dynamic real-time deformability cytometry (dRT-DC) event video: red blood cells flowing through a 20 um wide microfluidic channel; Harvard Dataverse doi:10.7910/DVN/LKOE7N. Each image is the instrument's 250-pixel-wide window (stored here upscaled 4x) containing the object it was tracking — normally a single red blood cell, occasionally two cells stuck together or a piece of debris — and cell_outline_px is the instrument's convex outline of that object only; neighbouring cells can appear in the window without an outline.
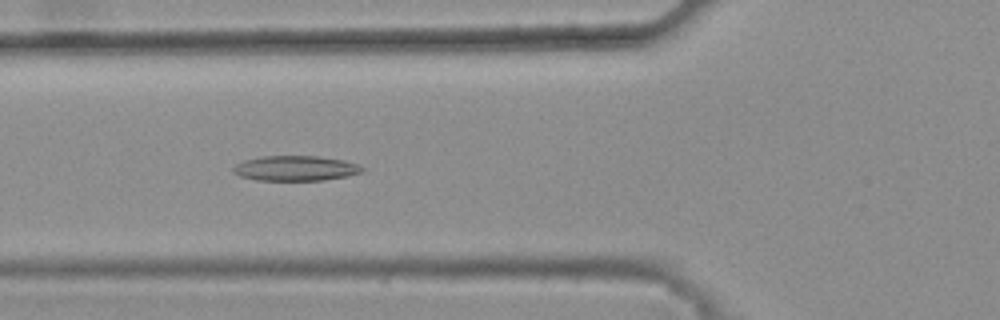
{"species": "common noctule bat (a hibernating species)", "species_latin": "Nyctalus noctula", "temperature_condition": "warm", "stored_images_in_passage": 45, "camera_frame_rate_fps": 3000, "um_per_image_px": 0.085, "animal": {"sex": "female", "body_mass_g": 25.1}, "frame": {"image": 1, "passage_image": 19, "time_ms": 6.0, "image_size_px": [1000, 320], "cell_outline_px": [[368, 168], [364, 172], [348, 176], [324, 180], [256, 180], [240, 176], [232, 172], [232, 168], [236, 164], [244, 160], [260, 156], [316, 156], [344, 160]], "centroid_in_image_um": [25.14, 14.3], "position_along_channel_um": 100.7, "area_um2": 19.02}}
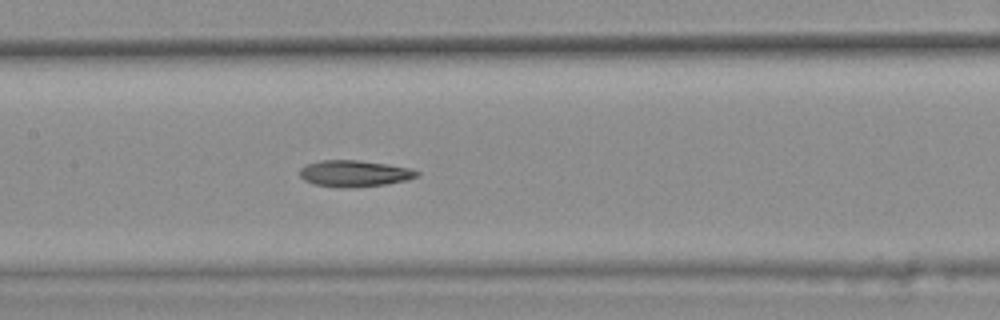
{"frame": {"image": 2, "passage_image": 25, "time_ms": 8.0, "image_size_px": [1000, 320], "cell_outline_px": [[420, 172], [416, 176], [408, 180], [384, 184], [340, 188], [312, 184], [304, 180], [300, 176], [300, 168], [304, 164], [320, 160], [360, 160], [388, 164], [408, 168]], "centroid_in_image_um": [30.06, 14.73], "position_along_channel_um": 177.3, "area_um2": 18.03}}
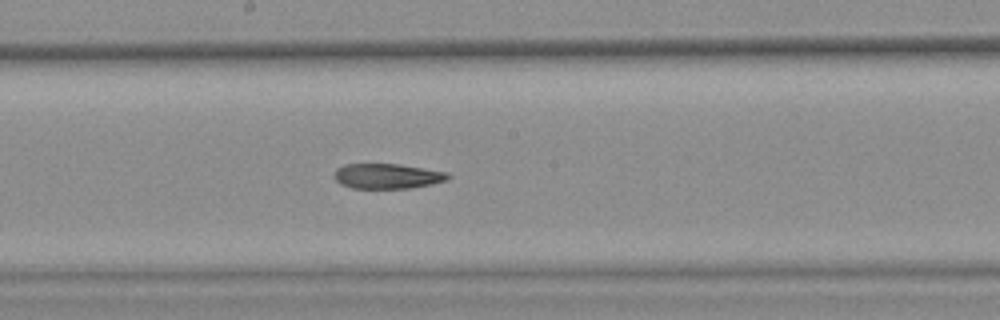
{"frame": {"image": 3, "passage_image": 28, "time_ms": 9.0, "image_size_px": [1000, 320], "cell_outline_px": [[452, 176], [448, 180], [432, 184], [408, 188], [352, 188], [340, 184], [332, 176], [336, 168], [344, 164], [400, 164], [448, 172]], "centroid_in_image_um": [32.92, 14.96], "position_along_channel_um": 215.3, "area_um2": 16.82}, "authors_computed_cell_mechanics": {"area_um2": 18.0336, "velocity_mm_per_s": 3.8238, "shape_relaxation_time_tau1_ms": null, "shape_relaxation_time_tau2_ms": 5.7089, "deformation_change_tau1": null, "deformation_change_tau2": 0.1466}}